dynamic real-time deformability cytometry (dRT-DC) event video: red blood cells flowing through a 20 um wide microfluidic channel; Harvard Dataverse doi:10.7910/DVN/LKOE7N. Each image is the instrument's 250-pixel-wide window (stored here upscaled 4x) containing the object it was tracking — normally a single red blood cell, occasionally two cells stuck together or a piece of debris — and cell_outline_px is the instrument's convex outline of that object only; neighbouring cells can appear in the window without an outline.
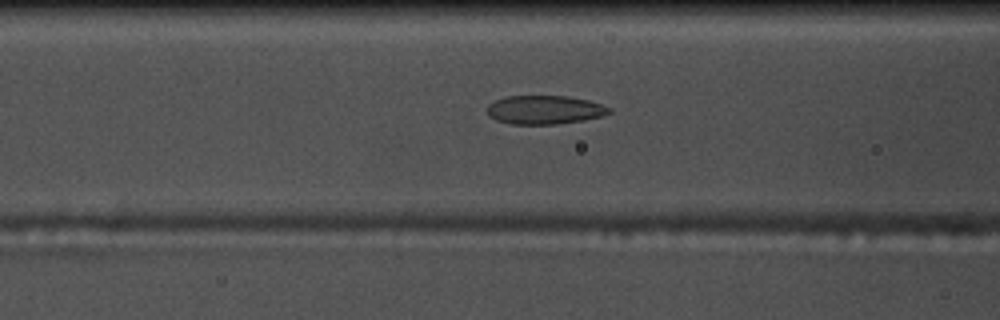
{"species": "common noctule bat (a hibernating species)", "species_latin": "Nyctalus noctula", "temperature_condition": "warm", "stored_images_in_passage": 54, "camera_frame_rate_fps": 3000, "um_per_image_px": 0.085, "animal": {"sex": "male", "body_mass_g": 17.5, "forearm_length_mm": 52.3}, "frame": {"image": 1, "passage_image": 21, "time_ms": 6.667, "image_size_px": [1000, 320], "cell_outline_px": [[612, 112], [604, 116], [584, 120], [556, 124], [512, 124], [496, 120], [488, 116], [488, 104], [496, 100], [508, 96], [568, 96], [588, 100], [612, 108]], "centroid_in_image_um": [46.32, 9.34], "position_along_channel_um": 120.3, "area_um2": 20.46}}
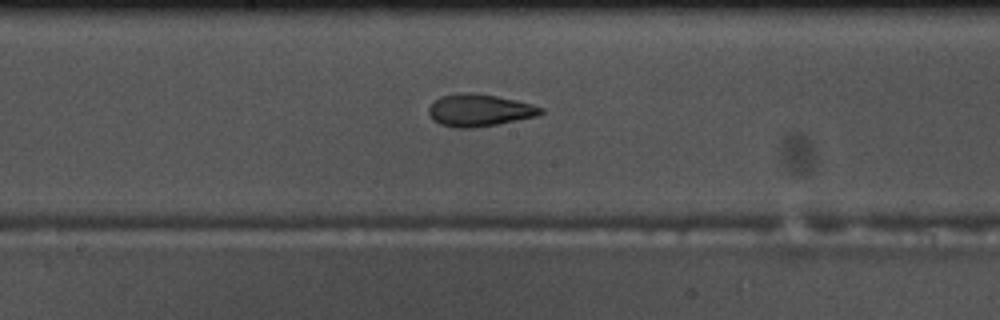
{"frame": {"image": 2, "passage_image": 28, "time_ms": 9.0, "image_size_px": [1000, 320], "cell_outline_px": [[544, 112], [536, 116], [496, 124], [472, 128], [456, 128], [440, 124], [432, 120], [428, 112], [428, 108], [440, 96], [456, 92], [476, 92], [516, 100], [532, 104], [544, 108]], "centroid_in_image_um": [40.72, 9.35], "position_along_channel_um": 207.5, "area_um2": 21.15}}
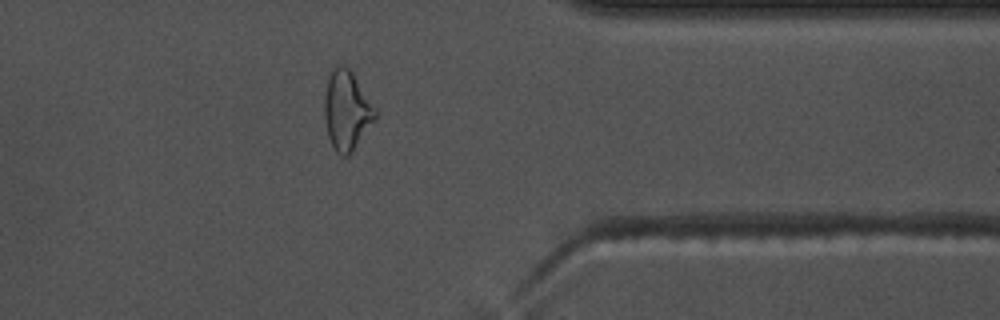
{"frame": {"image": 3, "passage_image": 43, "time_ms": 14.0, "image_size_px": [1000, 320], "cell_outline_px": [[376, 120], [352, 152], [348, 156], [340, 156], [336, 152], [328, 136], [324, 120], [324, 92], [328, 76], [332, 68], [336, 64], [344, 64], [352, 72], [376, 108]], "centroid_in_image_um": [29.46, 9.37], "position_along_channel_um": 381.9, "area_um2": 23.87}, "authors_computed_cell_mechanics": {"area_um2": 21.5016, "velocity_mm_per_s": 3.7454, "shape_relaxation_time_tau1_ms": null, "shape_relaxation_time_tau2_ms": 2.2209, "deformation_change_tau1": null, "deformation_change_tau2": 0.0935}}